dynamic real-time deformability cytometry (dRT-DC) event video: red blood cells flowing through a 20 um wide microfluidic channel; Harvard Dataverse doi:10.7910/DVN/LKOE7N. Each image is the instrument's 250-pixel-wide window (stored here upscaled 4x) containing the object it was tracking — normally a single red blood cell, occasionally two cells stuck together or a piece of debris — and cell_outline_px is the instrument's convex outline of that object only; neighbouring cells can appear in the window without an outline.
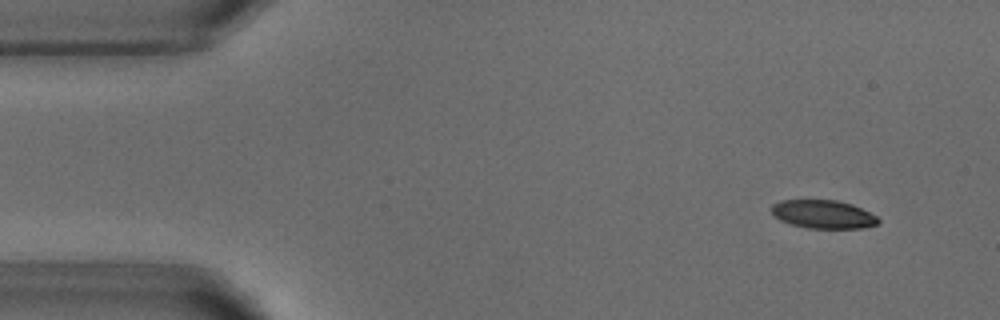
{"species": "common noctule bat (a hibernating species)", "species_latin": "Nyctalus noctula", "temperature_condition": "warm", "stored_images_in_passage": 51, "camera_frame_rate_fps": 3000, "um_per_image_px": 0.085, "animal": {"sex": "male", "body_mass_g": 18.8}, "frame": {"image": 1, "passage_image": 3, "time_ms": 0.667, "image_size_px": [1000, 320], "cell_outline_px": [[880, 220], [876, 224], [864, 228], [808, 228], [792, 224], [780, 220], [772, 212], [772, 204], [780, 200], [836, 200], [852, 204], [876, 216]], "centroid_in_image_um": [69.97, 18.21], "position_along_channel_um": 15.0, "area_um2": 17.46}}
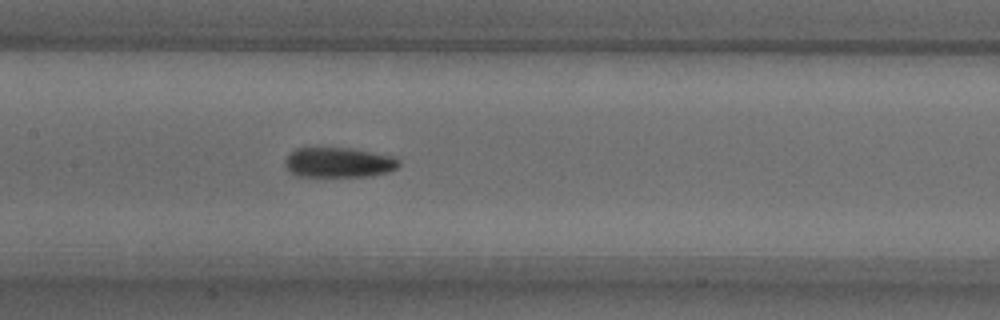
{"frame": {"image": 2, "passage_image": 23, "time_ms": 7.333, "image_size_px": [1000, 320], "cell_outline_px": [[400, 164], [396, 168], [388, 172], [372, 176], [296, 176], [284, 164], [284, 160], [296, 148], [352, 148], [392, 156], [400, 160]], "centroid_in_image_um": [28.81, 13.81], "position_along_channel_um": 178.6, "area_um2": 19.83}}
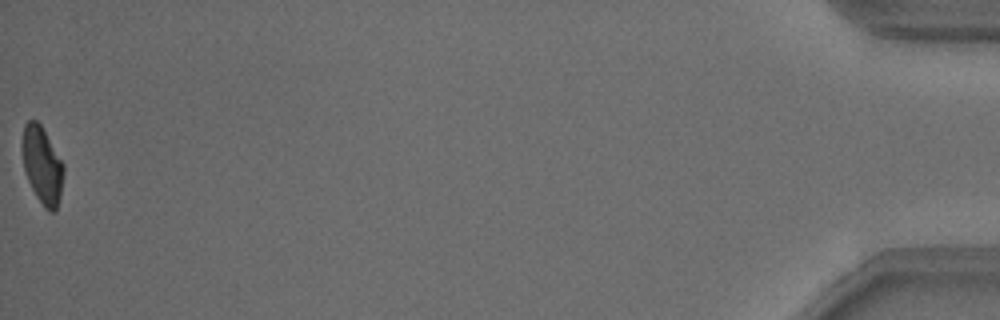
{"frame": {"image": 3, "passage_image": 51, "time_ms": 16.667, "image_size_px": [1000, 320], "cell_outline_px": [[64, 172], [60, 196], [56, 212], [48, 212], [44, 208], [36, 196], [28, 180], [24, 168], [20, 148], [20, 144], [24, 124], [28, 120], [36, 120], [40, 124], [64, 164]], "centroid_in_image_um": [3.56, 14.04], "position_along_channel_um": 431.6, "area_um2": 18.84}, "authors_computed_cell_mechanics": {"area_um2": 19.7676, "velocity_mm_per_s": 3.8265, "shape_relaxation_time_tau1_ms": 4.4099, "shape_relaxation_time_tau2_ms": 2.4656, "deformation_change_tau1": 0.1786, "deformation_change_tau2": 0.0934}}